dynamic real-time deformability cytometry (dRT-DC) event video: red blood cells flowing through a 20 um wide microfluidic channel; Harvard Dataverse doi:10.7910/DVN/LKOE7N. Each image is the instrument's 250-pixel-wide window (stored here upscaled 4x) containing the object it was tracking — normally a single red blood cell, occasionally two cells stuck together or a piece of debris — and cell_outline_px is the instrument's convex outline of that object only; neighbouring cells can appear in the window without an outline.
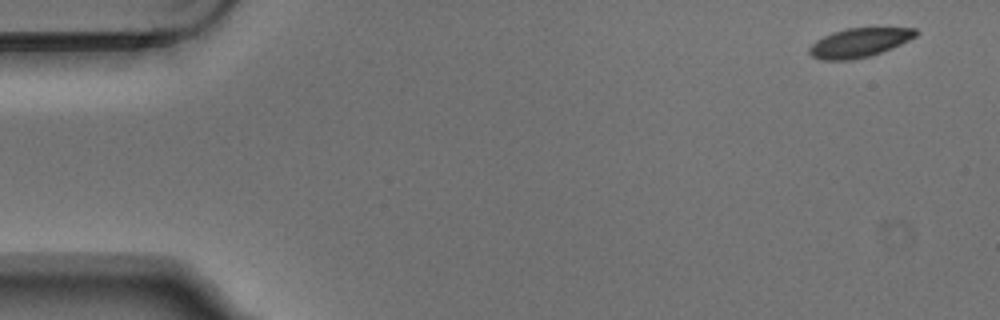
{"species": "Egyptian fruit bat (a non-hibernating species)", "species_latin": "Rousettus aegyptiacus", "temperature_condition": "warm", "stored_images_in_passage": 4, "camera_frame_rate_fps": 3000, "um_per_image_px": 0.085, "animal": {"sex": "male"}, "frame": {"image": 1, "passage_image": 1, "time_ms": 0.0, "image_size_px": [1000, 320], "cell_outline_px": [[920, 32], [916, 36], [892, 48], [868, 56], [852, 60], [820, 60], [812, 56], [808, 52], [808, 48], [816, 40], [832, 32], [844, 28], [916, 28]], "centroid_in_image_um": [73.01, 3.62], "position_along_channel_um": 12.0, "area_um2": 18.03}}
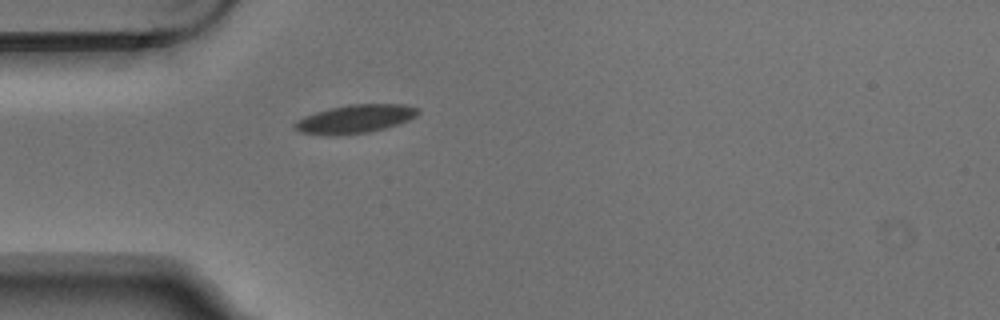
{"frame": {"image": 2, "passage_image": 4, "time_ms": 1.0, "image_size_px": [1000, 320], "cell_outline_px": [[420, 112], [416, 116], [408, 120], [384, 128], [368, 132], [340, 136], [328, 136], [300, 132], [292, 128], [292, 124], [296, 120], [304, 116], [328, 108], [348, 104], [404, 104], [416, 108]], "centroid_in_image_um": [30.1, 10.12], "position_along_channel_um": 54.9, "area_um2": 20.63}}